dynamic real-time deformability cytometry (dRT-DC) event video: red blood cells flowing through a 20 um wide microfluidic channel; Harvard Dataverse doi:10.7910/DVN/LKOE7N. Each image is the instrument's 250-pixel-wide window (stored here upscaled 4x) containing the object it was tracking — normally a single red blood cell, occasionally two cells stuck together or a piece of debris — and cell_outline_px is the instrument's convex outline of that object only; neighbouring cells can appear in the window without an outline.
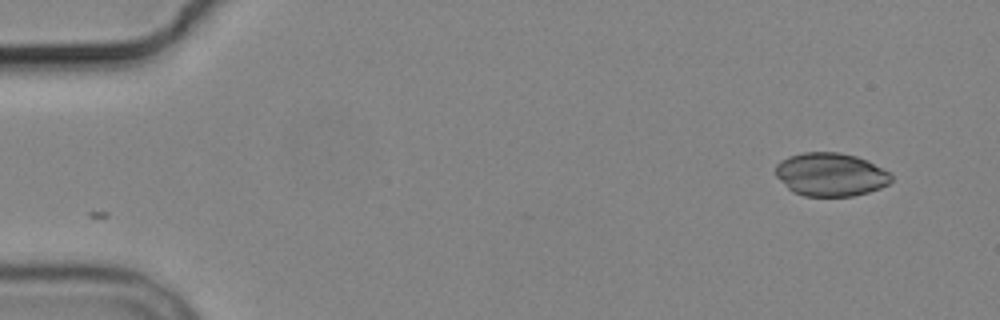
{"species": "common noctule bat (a hibernating species)", "species_latin": "Nyctalus noctula", "temperature_condition": "cold", "stored_images_in_passage": 4, "camera_frame_rate_fps": 3000, "um_per_image_px": 0.085, "animal": {"sex": "male", "body_mass_g": 19.2, "forearm_length_mm": 51.8}, "frame": {"image": 1, "passage_image": 1, "time_ms": 0.0, "image_size_px": [1000, 320], "cell_outline_px": [[892, 180], [888, 184], [880, 188], [868, 192], [852, 196], [804, 196], [792, 192], [776, 176], [776, 164], [780, 160], [788, 156], [804, 152], [840, 152], [856, 156], [868, 160], [892, 172]], "centroid_in_image_um": [70.62, 14.82], "position_along_channel_um": 14.4, "area_um2": 29.54}}